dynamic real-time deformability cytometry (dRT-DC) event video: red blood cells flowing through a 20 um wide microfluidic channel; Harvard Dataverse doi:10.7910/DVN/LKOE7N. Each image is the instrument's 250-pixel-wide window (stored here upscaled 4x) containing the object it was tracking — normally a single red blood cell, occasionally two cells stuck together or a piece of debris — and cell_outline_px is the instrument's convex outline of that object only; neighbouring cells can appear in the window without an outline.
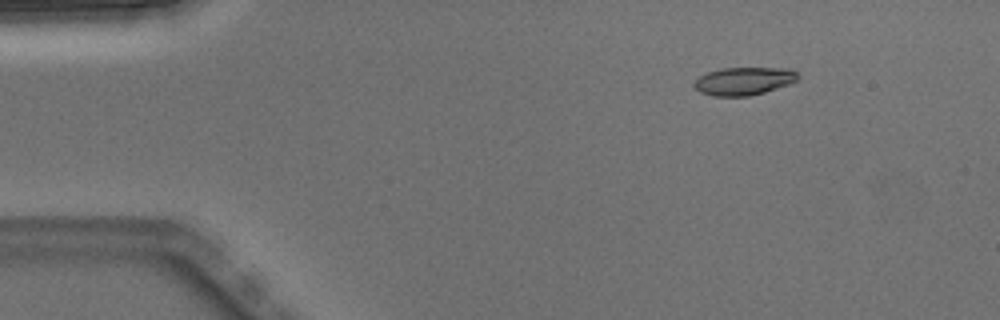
{"species": "Egyptian fruit bat (a non-hibernating species)", "species_latin": "Rousettus aegyptiacus", "temperature_condition": "warm", "stored_images_in_passage": 5, "camera_frame_rate_fps": 3000, "um_per_image_px": 0.085, "animal": {"sex": "male"}, "frame": {"image": 1, "passage_image": 2, "time_ms": 0.333, "image_size_px": [1000, 320], "cell_outline_px": [[800, 76], [796, 80], [788, 84], [764, 92], [748, 96], [712, 96], [700, 92], [692, 84], [700, 76], [708, 72], [720, 68], [792, 68]], "centroid_in_image_um": [63.22, 6.88], "position_along_channel_um": 21.8, "area_um2": 16.82}}